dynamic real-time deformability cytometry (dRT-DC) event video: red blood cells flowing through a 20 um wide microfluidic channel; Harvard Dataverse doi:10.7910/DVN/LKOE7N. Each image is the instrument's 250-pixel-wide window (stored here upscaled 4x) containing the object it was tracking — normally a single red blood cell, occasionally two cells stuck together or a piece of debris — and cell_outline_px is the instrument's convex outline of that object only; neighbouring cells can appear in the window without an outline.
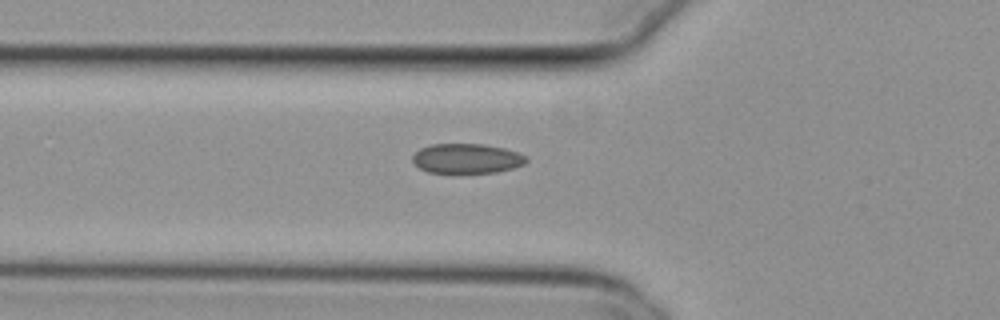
{"species": "common noctule bat (a hibernating species)", "species_latin": "Nyctalus noctula", "temperature_condition": "cold", "stored_images_in_passage": 33, "camera_frame_rate_fps": 3000, "um_per_image_px": 0.085, "animal": {"sex": "female", "body_mass_g": 29.2, "forearm_length_mm": 56.3}, "frame": {"image": 1, "passage_image": 3, "time_ms": 0.667, "image_size_px": [1000, 320], "cell_outline_px": [[528, 160], [524, 164], [512, 168], [496, 172], [428, 172], [420, 168], [412, 160], [412, 156], [420, 148], [428, 144], [484, 144], [504, 148], [528, 156]], "centroid_in_image_um": [39.68, 13.46], "position_along_channel_um": 86.1, "area_um2": 19.59}}
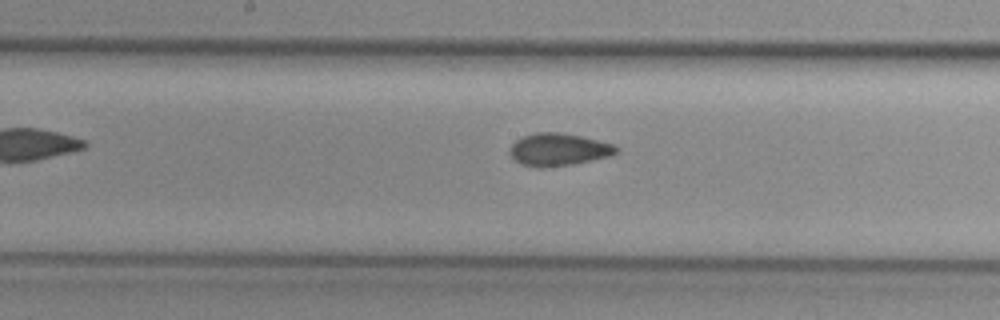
{"frame": {"image": 2, "passage_image": 12, "time_ms": 3.667, "image_size_px": [1000, 320], "cell_outline_px": [[620, 148], [612, 156], [572, 164], [544, 168], [536, 168], [520, 164], [508, 152], [512, 144], [516, 140], [524, 136], [536, 132], [560, 132], [580, 136], [616, 144]], "centroid_in_image_um": [47.49, 12.72], "position_along_channel_um": 200.7, "area_um2": 20.35}}
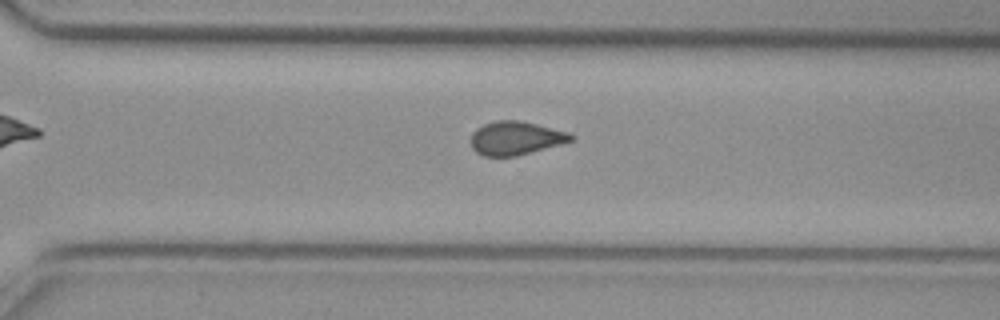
{"frame": {"image": 3, "passage_image": 22, "time_ms": 7.0, "image_size_px": [1000, 320], "cell_outline_px": [[576, 136], [572, 140], [564, 144], [516, 156], [484, 156], [476, 152], [472, 148], [472, 132], [476, 128], [484, 124], [496, 120], [520, 120], [568, 132]], "centroid_in_image_um": [43.85, 11.74], "position_along_channel_um": 326.7, "area_um2": 19.65}}